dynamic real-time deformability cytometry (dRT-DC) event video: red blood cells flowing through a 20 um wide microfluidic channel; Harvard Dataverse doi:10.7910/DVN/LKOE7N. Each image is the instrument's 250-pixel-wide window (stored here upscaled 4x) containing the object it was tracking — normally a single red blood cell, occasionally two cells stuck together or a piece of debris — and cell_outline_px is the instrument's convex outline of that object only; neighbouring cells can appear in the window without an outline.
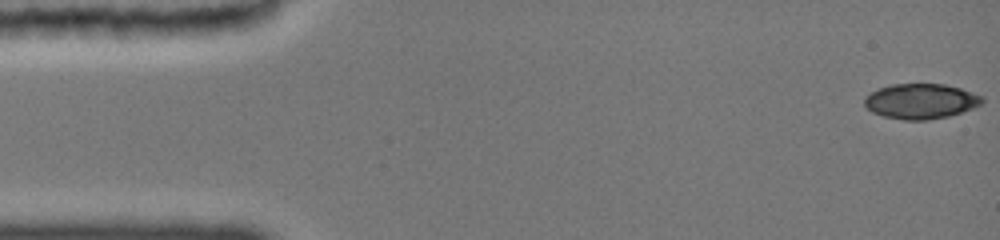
{"species": "common noctule bat (a hibernating species)", "species_latin": "Nyctalus noctula", "temperature_condition": "cold", "stored_images_in_passage": 41, "camera_frame_rate_fps": 3000, "um_per_image_px": 0.085, "animal": {"sex": "female", "body_mass_g": 19.0, "forearm_length_mm": 51.5}, "frame": {"image": 1, "passage_image": 1, "time_ms": 0.0, "image_size_px": [1000, 240], "cell_outline_px": [[984, 100], [980, 104], [972, 108], [948, 116], [924, 120], [904, 120], [884, 116], [872, 112], [864, 104], [864, 96], [880, 88], [892, 84], [944, 84], [960, 88], [984, 96]], "centroid_in_image_um": [78.26, 8.6], "position_along_channel_um": 6.7, "area_um2": 23.93}}
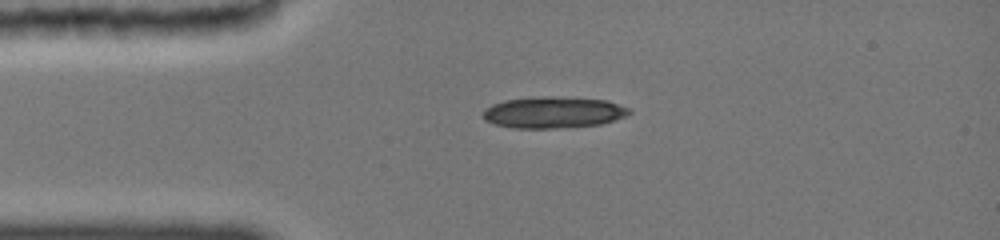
{"frame": {"image": 2, "passage_image": 18, "time_ms": 3.333, "image_size_px": [1000, 240], "cell_outline_px": [[628, 112], [624, 116], [600, 124], [548, 128], [516, 128], [496, 124], [484, 120], [484, 112], [492, 104], [504, 100], [528, 96], [556, 96], [608, 100], [628, 108]], "centroid_in_image_um": [46.99, 9.52], "position_along_channel_um": 38.0, "area_um2": 26.47}}